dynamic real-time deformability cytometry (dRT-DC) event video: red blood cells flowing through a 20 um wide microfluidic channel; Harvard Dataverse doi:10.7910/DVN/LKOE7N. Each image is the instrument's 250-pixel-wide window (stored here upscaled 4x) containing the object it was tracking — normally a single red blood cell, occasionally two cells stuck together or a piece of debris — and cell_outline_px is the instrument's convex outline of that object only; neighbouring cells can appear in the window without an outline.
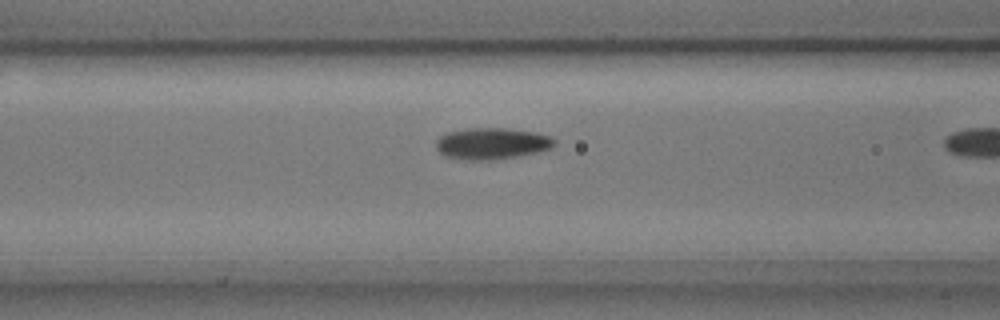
{"species": "common noctule bat (a hibernating species)", "species_latin": "Nyctalus noctula", "temperature_condition": "cold", "stored_images_in_passage": 5, "segment_of_instrument_passage": [2, 2], "camera_frame_rate_fps": 3000, "um_per_image_px": 0.085, "animal": {"sex": "male", "body_mass_g": 17.9, "forearm_length_mm": 54.2}, "frame": {"image": 1, "passage_image": 5, "time_ms": 1.333, "image_size_px": [1000, 320], "cell_outline_px": [[556, 144], [552, 148], [536, 152], [488, 160], [472, 160], [444, 156], [436, 148], [436, 140], [440, 136], [448, 132], [464, 128], [504, 128], [536, 132], [548, 136], [556, 140]], "centroid_in_image_um": [41.78, 12.18], "position_along_channel_um": 124.8, "area_um2": 21.5}}